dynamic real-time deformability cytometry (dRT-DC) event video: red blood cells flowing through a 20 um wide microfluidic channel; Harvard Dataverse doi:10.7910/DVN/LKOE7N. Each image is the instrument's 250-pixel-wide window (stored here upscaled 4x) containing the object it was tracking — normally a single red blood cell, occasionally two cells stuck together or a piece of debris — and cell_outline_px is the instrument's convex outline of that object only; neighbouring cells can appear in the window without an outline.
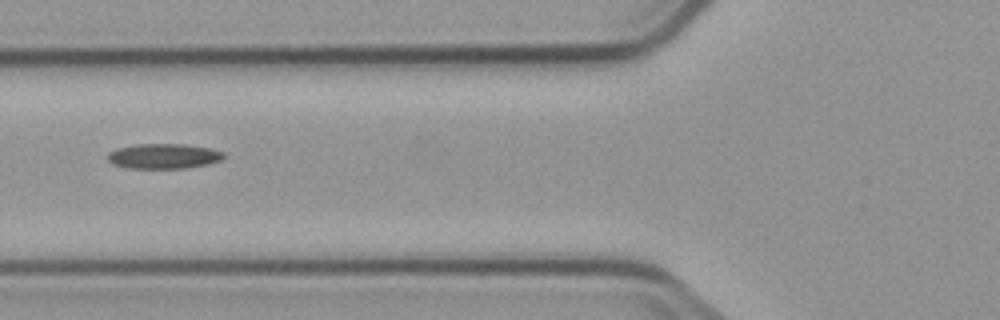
{"species": "common noctule bat (a hibernating species)", "species_latin": "Nyctalus noctula", "temperature_condition": "cold", "stored_images_in_passage": 8, "camera_frame_rate_fps": 3000, "um_per_image_px": 0.085, "animal": {"sex": "male", "body_mass_g": 23.1, "forearm_length_mm": 52.7}, "frame": {"image": 1, "passage_image": 6, "time_ms": 6.0, "image_size_px": [1000, 320], "cell_outline_px": [[224, 156], [220, 160], [208, 164], [188, 168], [128, 168], [112, 164], [108, 160], [108, 152], [116, 148], [136, 144], [184, 144], [208, 148], [224, 152]], "centroid_in_image_um": [13.88, 13.27], "position_along_channel_um": 111.9, "area_um2": 16.94}}
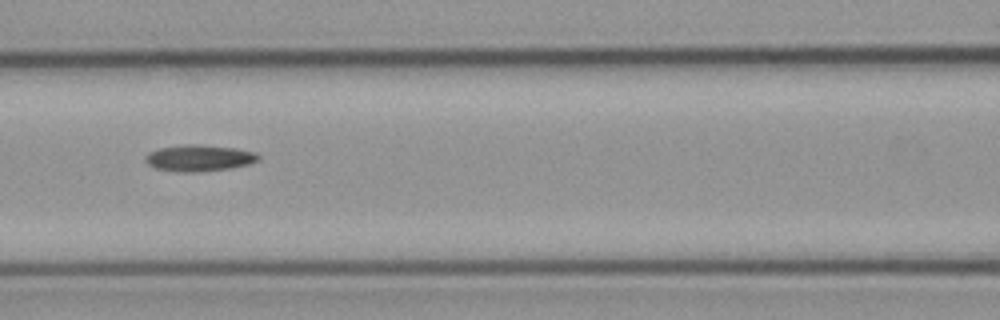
{"frame": {"image": 2, "passage_image": 7, "time_ms": 7.0, "image_size_px": [1000, 320], "cell_outline_px": [[260, 160], [248, 164], [228, 168], [196, 172], [180, 172], [156, 168], [148, 164], [144, 160], [144, 156], [148, 152], [160, 148], [184, 144], [196, 144], [236, 148], [256, 152], [260, 156]], "centroid_in_image_um": [16.92, 13.42], "position_along_channel_um": 149.7, "area_um2": 17.4}}
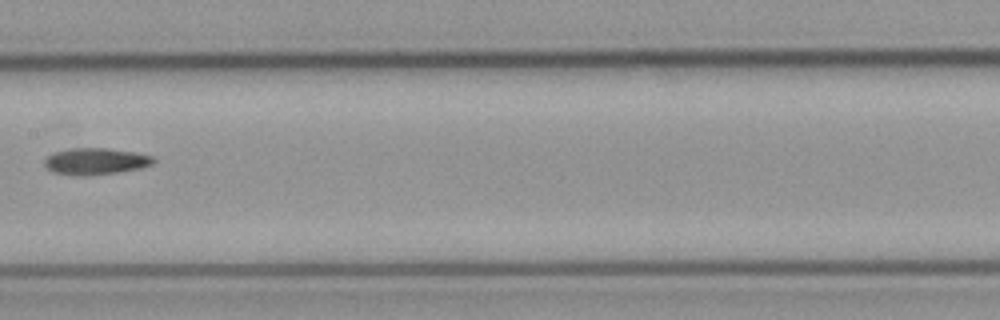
{"frame": {"image": 3, "passage_image": 8, "time_ms": 8.333, "image_size_px": [1000, 320], "cell_outline_px": [[156, 160], [152, 164], [140, 168], [116, 172], [84, 176], [52, 172], [44, 164], [44, 160], [52, 152], [72, 148], [108, 148], [136, 152], [152, 156]], "centroid_in_image_um": [8.12, 13.7], "position_along_channel_um": 199.3, "area_um2": 16.82}}